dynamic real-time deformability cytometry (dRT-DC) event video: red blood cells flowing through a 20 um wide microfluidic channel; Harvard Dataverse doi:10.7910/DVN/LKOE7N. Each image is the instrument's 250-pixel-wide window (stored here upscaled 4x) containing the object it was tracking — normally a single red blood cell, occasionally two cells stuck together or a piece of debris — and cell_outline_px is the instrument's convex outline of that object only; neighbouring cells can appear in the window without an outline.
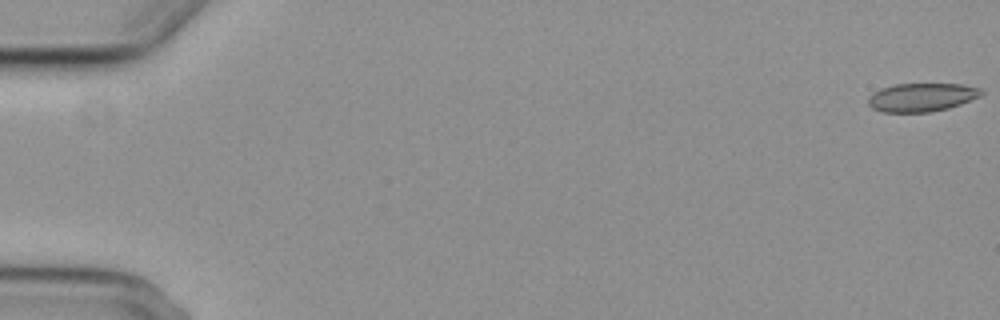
{"species": "common noctule bat (a hibernating species)", "species_latin": "Nyctalus noctula", "temperature_condition": "cold", "stored_images_in_passage": 7, "camera_frame_rate_fps": 3000, "um_per_image_px": 0.085, "animal": {"sex": "female", "body_mass_g": 29.2, "forearm_length_mm": 56.3}, "frame": {"image": 1, "passage_image": 1, "time_ms": 0.0, "image_size_px": [1000, 320], "cell_outline_px": [[984, 92], [980, 96], [960, 104], [948, 108], [932, 112], [880, 112], [872, 108], [868, 104], [868, 100], [872, 92], [896, 84], [964, 84], [984, 88]], "centroid_in_image_um": [78.38, 8.27], "position_along_channel_um": 6.6, "area_um2": 18.84}}
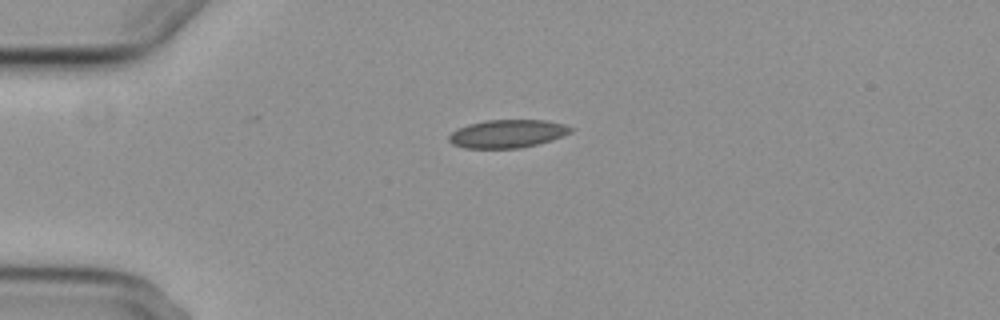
{"frame": {"image": 2, "passage_image": 5, "time_ms": 4.667, "image_size_px": [1000, 320], "cell_outline_px": [[576, 128], [572, 132], [552, 140], [520, 148], [464, 148], [452, 144], [448, 140], [448, 136], [456, 128], [468, 124], [484, 120], [544, 120], [564, 124]], "centroid_in_image_um": [43.12, 11.36], "position_along_channel_um": 41.9, "area_um2": 20.11}}
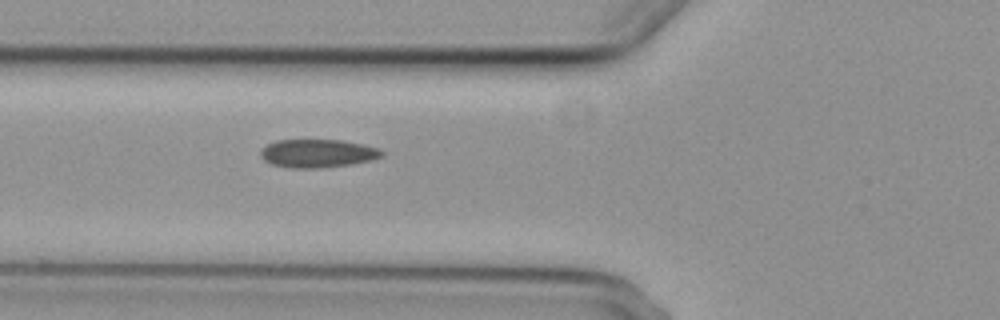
{"frame": {"image": 3, "passage_image": 7, "time_ms": 7.0, "image_size_px": [1000, 320], "cell_outline_px": [[384, 156], [372, 160], [352, 164], [320, 168], [292, 168], [272, 164], [264, 160], [260, 156], [260, 148], [276, 140], [340, 140], [364, 144], [380, 148], [384, 152]], "centroid_in_image_um": [27.02, 13.03], "position_along_channel_um": 98.8, "area_um2": 20.17}}